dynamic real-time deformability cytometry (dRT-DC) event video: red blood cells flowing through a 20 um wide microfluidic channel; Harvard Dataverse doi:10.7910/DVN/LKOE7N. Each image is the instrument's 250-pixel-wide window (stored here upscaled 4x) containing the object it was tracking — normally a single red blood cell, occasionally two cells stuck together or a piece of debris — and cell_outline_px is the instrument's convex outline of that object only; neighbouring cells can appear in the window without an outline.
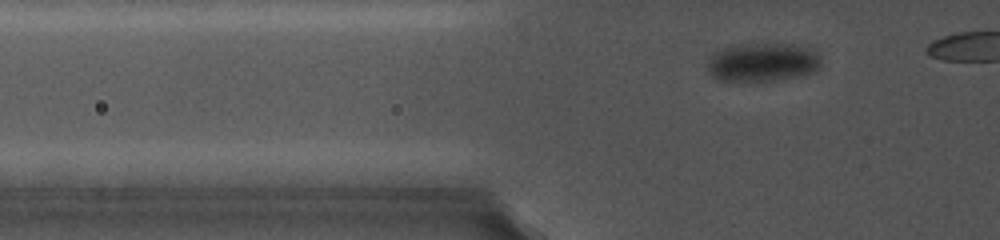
{"species": "common noctule bat (a hibernating species)", "species_latin": "Nyctalus noctula", "temperature_condition": "cold", "stored_images_in_passage": 53, "segment_of_instrument_passage": [1, 2], "camera_frame_rate_fps": 5000, "um_per_image_px": 0.085, "animal": {"sex": "female", "body_mass_g": 19.0, "forearm_length_mm": 56.7}, "frame": {"image": 1, "passage_image": 12, "time_ms": 2.8, "image_size_px": [1000, 240], "cell_outline_px": [[820, 68], [812, 72], [796, 76], [776, 80], [716, 80], [712, 76], [708, 68], [708, 60], [712, 52], [724, 48], [740, 44], [788, 44], [812, 48], [820, 56]], "centroid_in_image_um": [64.81, 5.27], "position_along_channel_um": 61.0, "area_um2": 25.37}}
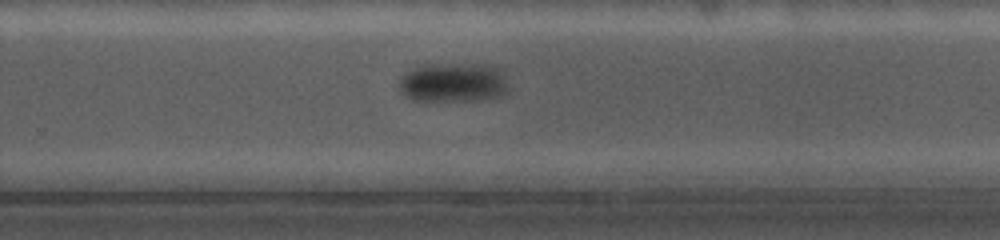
{"frame": {"image": 2, "passage_image": 39, "time_ms": 10.0, "image_size_px": [1000, 240], "cell_outline_px": [[508, 92], [500, 96], [484, 100], [416, 100], [400, 92], [400, 76], [412, 68], [424, 64], [488, 64], [500, 68], [504, 76]], "centroid_in_image_um": [38.55, 6.99], "position_along_channel_um": 291.3, "area_um2": 25.2}}
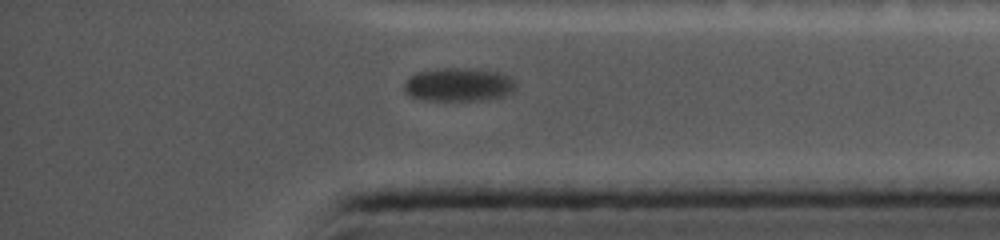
{"frame": {"image": 3, "passage_image": 49, "time_ms": 13.0, "image_size_px": [1000, 240], "cell_outline_px": [[516, 88], [512, 92], [504, 96], [480, 100], [428, 100], [408, 96], [404, 92], [404, 80], [408, 76], [416, 72], [440, 68], [464, 68], [500, 72], [508, 76], [516, 84]], "centroid_in_image_um": [38.93, 7.19], "position_along_channel_um": 396.3, "area_um2": 21.91}}